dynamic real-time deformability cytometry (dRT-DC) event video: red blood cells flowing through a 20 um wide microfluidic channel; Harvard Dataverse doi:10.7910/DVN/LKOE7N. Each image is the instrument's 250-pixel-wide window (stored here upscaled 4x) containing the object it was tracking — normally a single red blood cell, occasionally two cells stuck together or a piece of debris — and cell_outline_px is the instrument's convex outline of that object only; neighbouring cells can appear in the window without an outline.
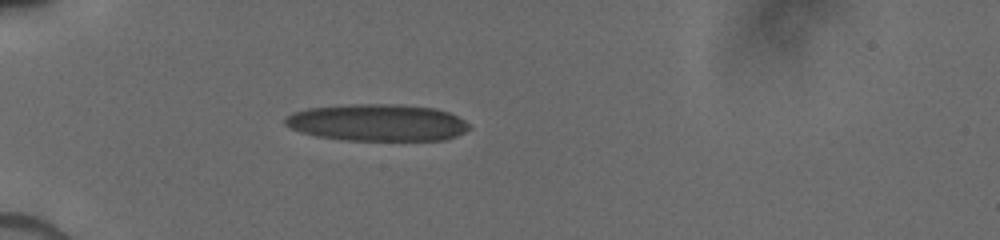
{"species": "human", "species_latin": "Homo sapiens", "temperature_condition": "cold", "stored_images_in_passage": 47, "camera_frame_rate_fps": 3000, "um_per_image_px": 0.085, "donor": {"sex": "male"}, "frame": {"image": 1, "passage_image": 1, "time_ms": 0.0, "image_size_px": [1000, 240], "cell_outline_px": [[472, 128], [456, 136], [444, 140], [344, 140], [316, 136], [300, 132], [284, 124], [284, 120], [292, 112], [308, 108], [348, 104], [404, 104], [436, 108], [448, 112], [464, 120]], "centroid_in_image_um": [32.08, 10.41], "position_along_channel_um": 52.9, "area_um2": 39.82}}
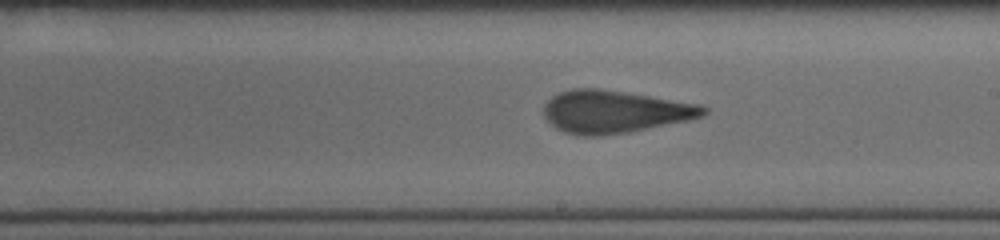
{"frame": {"image": 2, "passage_image": 24, "time_ms": 5.0, "image_size_px": [1000, 240], "cell_outline_px": [[708, 112], [704, 116], [688, 120], [628, 132], [596, 136], [584, 136], [564, 132], [556, 128], [544, 116], [544, 104], [552, 96], [560, 92], [572, 88], [600, 88], [700, 104], [708, 108]], "centroid_in_image_um": [52.24, 9.48], "position_along_channel_um": 236.8, "area_um2": 39.48}}
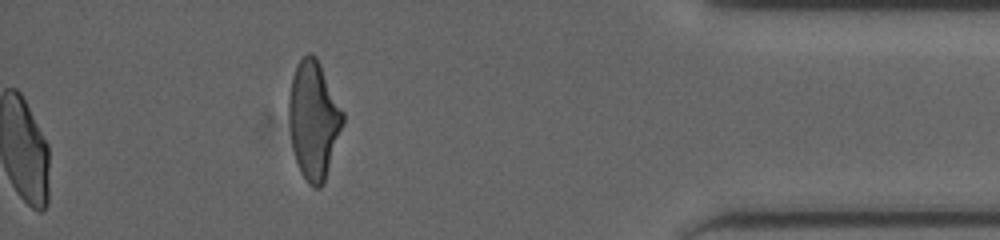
{"frame": {"image": 3, "passage_image": 47, "time_ms": 10.0, "image_size_px": [1000, 240], "cell_outline_px": [[344, 124], [324, 184], [320, 188], [312, 188], [308, 184], [300, 172], [292, 148], [288, 120], [288, 96], [292, 76], [300, 60], [308, 52], [312, 52], [316, 56], [344, 112]], "centroid_in_image_um": [26.66, 10.23], "position_along_channel_um": 408.5, "area_um2": 37.57}}